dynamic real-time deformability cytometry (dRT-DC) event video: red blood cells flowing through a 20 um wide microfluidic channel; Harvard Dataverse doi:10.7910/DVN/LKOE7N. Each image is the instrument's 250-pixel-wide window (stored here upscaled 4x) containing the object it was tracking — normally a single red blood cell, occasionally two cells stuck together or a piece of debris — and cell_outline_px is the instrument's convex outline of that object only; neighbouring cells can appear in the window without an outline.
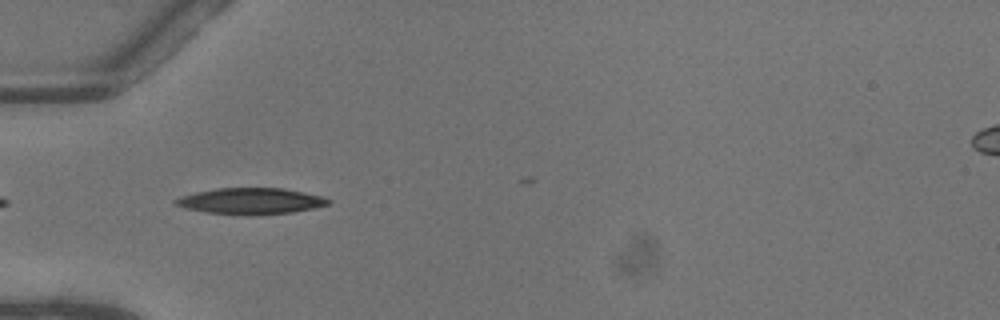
{"species": "common noctule bat (a hibernating species)", "species_latin": "Nyctalus noctula", "temperature_condition": "warm", "stored_images_in_passage": 11, "camera_frame_rate_fps": 3000, "um_per_image_px": 0.085, "animal": {"sex": "female"}, "frame": {"image": 1, "passage_image": 2, "time_ms": 0.333, "image_size_px": [1000, 320], "cell_outline_px": [[332, 200], [328, 204], [312, 208], [292, 212], [256, 216], [248, 216], [204, 212], [184, 208], [176, 204], [172, 200], [180, 196], [196, 192], [216, 188], [284, 188], [304, 192], [320, 196]], "centroid_in_image_um": [21.27, 17.1], "position_along_channel_um": 63.7, "area_um2": 23.52}}
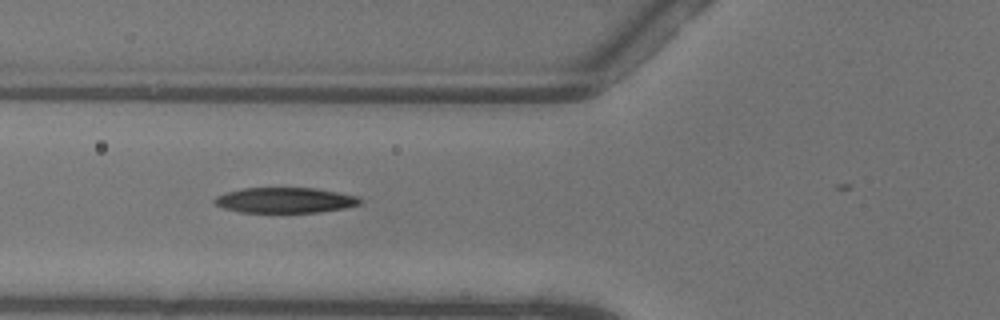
{"frame": {"image": 2, "passage_image": 5, "time_ms": 1.333, "image_size_px": [1000, 320], "cell_outline_px": [[364, 200], [360, 204], [344, 208], [316, 212], [240, 212], [224, 208], [216, 204], [212, 200], [216, 196], [224, 192], [244, 188], [316, 188], [356, 196]], "centroid_in_image_um": [24.2, 17.01], "position_along_channel_um": 101.6, "area_um2": 21.44}}